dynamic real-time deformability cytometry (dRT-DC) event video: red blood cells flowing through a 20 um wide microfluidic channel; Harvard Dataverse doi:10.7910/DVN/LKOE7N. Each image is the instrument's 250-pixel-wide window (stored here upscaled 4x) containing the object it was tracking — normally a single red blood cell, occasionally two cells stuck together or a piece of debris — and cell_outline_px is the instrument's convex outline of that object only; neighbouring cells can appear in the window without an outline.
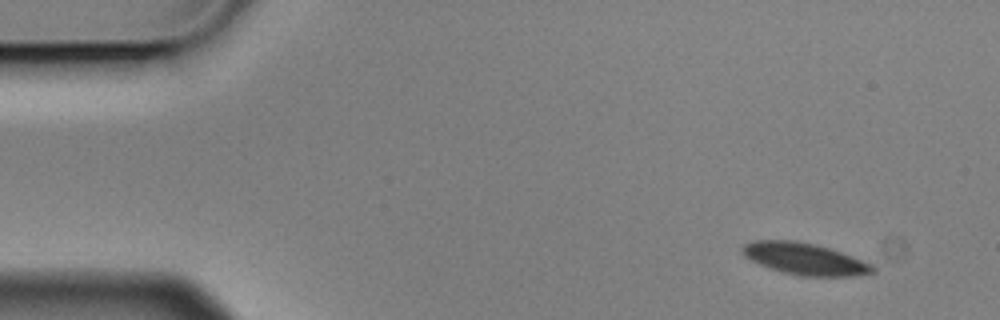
{"species": "Egyptian fruit bat (a non-hibernating species)", "species_latin": "Rousettus aegyptiacus", "temperature_condition": "cold", "stored_images_in_passage": 5, "camera_frame_rate_fps": 3000, "um_per_image_px": 0.085, "animal": {"sex": "male"}, "frame": {"image": 1, "passage_image": 2, "time_ms": 0.333, "image_size_px": [1000, 320], "cell_outline_px": [[876, 272], [852, 276], [800, 276], [768, 268], [744, 256], [740, 252], [740, 248], [744, 244], [752, 240], [796, 240], [816, 244], [852, 256], [872, 264], [876, 268]], "centroid_in_image_um": [68.37, 21.99], "position_along_channel_um": 16.6, "area_um2": 24.22}}
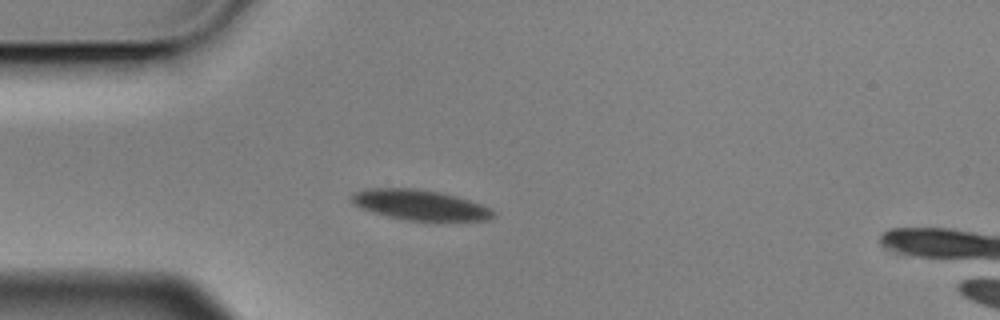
{"frame": {"image": 2, "passage_image": 5, "time_ms": 1.333, "image_size_px": [1000, 320], "cell_outline_px": [[496, 216], [488, 220], [404, 220], [372, 212], [360, 208], [352, 204], [348, 200], [352, 192], [368, 188], [412, 188], [440, 192], [456, 196], [492, 208], [496, 212]], "centroid_in_image_um": [35.64, 17.41], "position_along_channel_um": 49.4, "area_um2": 25.14}}